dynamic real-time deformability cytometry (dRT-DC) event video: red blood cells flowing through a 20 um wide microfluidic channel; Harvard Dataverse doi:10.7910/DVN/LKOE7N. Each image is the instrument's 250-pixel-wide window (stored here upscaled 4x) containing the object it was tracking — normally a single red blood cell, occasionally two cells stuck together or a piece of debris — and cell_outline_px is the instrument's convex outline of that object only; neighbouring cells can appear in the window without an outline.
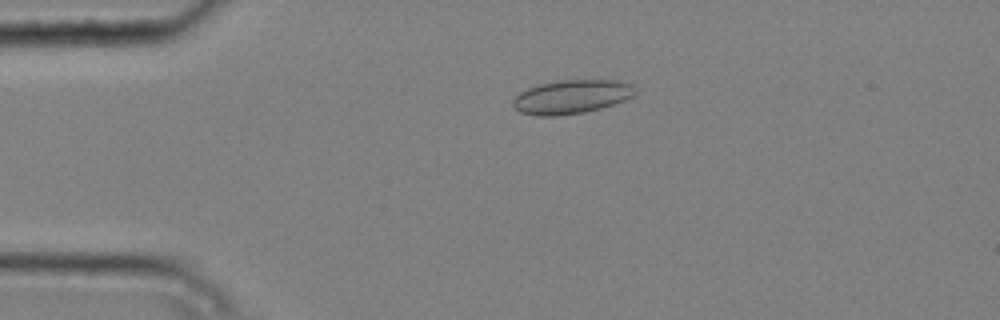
{"species": "common noctule bat (a hibernating species)", "species_latin": "Nyctalus noctula", "temperature_condition": "cold", "stored_images_in_passage": 2, "camera_frame_rate_fps": 3000, "um_per_image_px": 0.085, "animal": {"sex": "male", "body_mass_g": 20.4}, "frame": {"image": 1, "passage_image": 1, "time_ms": 0.0, "image_size_px": [1000, 320], "cell_outline_px": [[636, 96], [600, 108], [584, 112], [556, 116], [536, 116], [520, 112], [512, 104], [512, 100], [520, 92], [528, 88], [540, 84], [556, 80], [620, 80], [632, 84], [636, 92]], "centroid_in_image_um": [48.59, 8.22], "position_along_channel_um": 36.4, "area_um2": 24.16}}